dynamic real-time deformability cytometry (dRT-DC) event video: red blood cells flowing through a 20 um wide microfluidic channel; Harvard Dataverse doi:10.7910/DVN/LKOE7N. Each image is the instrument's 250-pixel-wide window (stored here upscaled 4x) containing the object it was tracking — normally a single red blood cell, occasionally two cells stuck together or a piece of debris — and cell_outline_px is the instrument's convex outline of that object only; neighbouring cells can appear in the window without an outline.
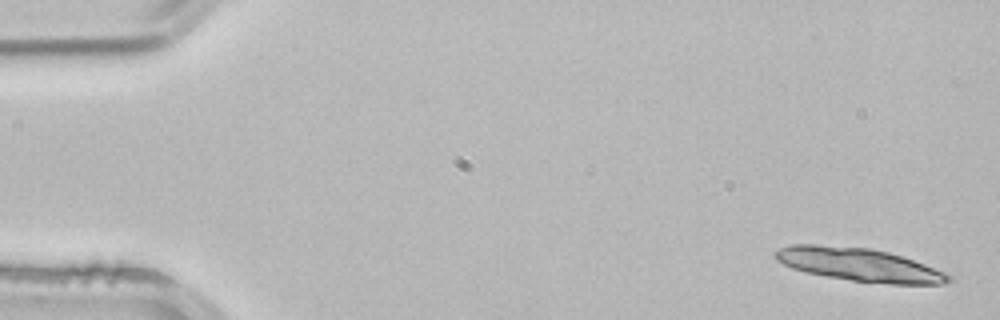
{"species": "common noctule bat (a hibernating species)", "species_latin": "Nyctalus noctula", "temperature_condition": "room temperature", "stored_images_in_passage": 3, "camera_frame_rate_fps": 3000, "um_per_image_px": 0.085, "animal": {"sex": "male", "body_mass_g": 21.5, "forearm_length_mm": 52.0}, "frame": {"image": 1, "passage_image": 1, "time_ms": 0.0, "image_size_px": [1000, 320], "cell_outline_px": [[952, 280], [944, 284], [892, 284], [852, 280], [804, 272], [792, 268], [776, 260], [772, 256], [772, 252], [780, 248], [792, 244], [816, 244], [872, 248], [888, 252], [924, 264], [944, 272], [952, 276]], "centroid_in_image_um": [72.98, 22.48], "position_along_channel_um": 12.0, "area_um2": 33.41}}